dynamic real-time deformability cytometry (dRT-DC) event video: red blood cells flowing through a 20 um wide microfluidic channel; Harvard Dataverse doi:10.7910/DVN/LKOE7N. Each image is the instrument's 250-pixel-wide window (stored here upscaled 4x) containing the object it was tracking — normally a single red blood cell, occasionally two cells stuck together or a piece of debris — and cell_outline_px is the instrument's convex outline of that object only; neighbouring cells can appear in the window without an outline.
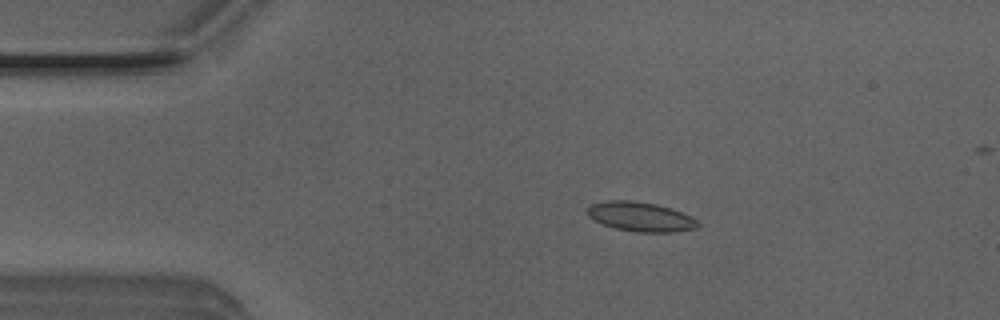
{"species": "Egyptian fruit bat (a non-hibernating species)", "species_latin": "Rousettus aegyptiacus", "temperature_condition": "room temperature", "stored_images_in_passage": 52, "camera_frame_rate_fps": 3000, "um_per_image_px": 0.085, "animal": {"sex": "male"}, "frame": {"image": 1, "passage_image": 9, "time_ms": 2.667, "image_size_px": [1000, 320], "cell_outline_px": [[700, 224], [696, 228], [672, 232], [636, 232], [616, 228], [604, 224], [588, 216], [588, 208], [592, 204], [604, 200], [632, 200], [656, 204], [672, 208], [692, 216]], "centroid_in_image_um": [54.47, 18.41], "position_along_channel_um": 30.5, "area_um2": 18.9}}
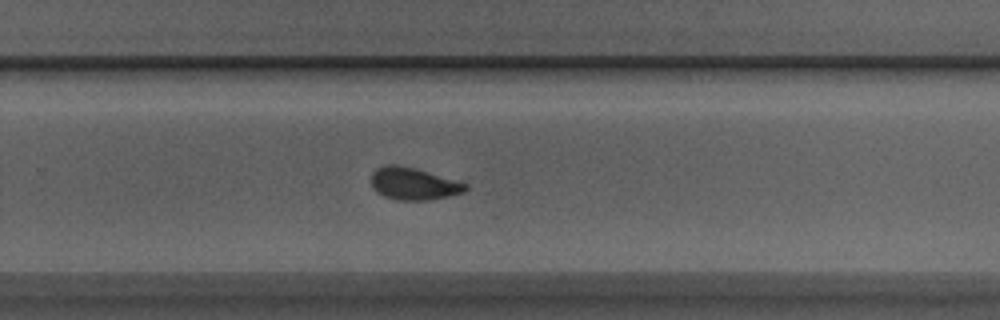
{"frame": {"image": 2, "passage_image": 33, "time_ms": 10.667, "image_size_px": [1000, 320], "cell_outline_px": [[468, 188], [464, 192], [448, 196], [428, 200], [400, 200], [384, 196], [376, 192], [372, 188], [372, 172], [376, 168], [384, 164], [400, 164], [416, 168], [468, 184]], "centroid_in_image_um": [35.12, 15.6], "position_along_channel_um": 294.7, "area_um2": 17.8}}
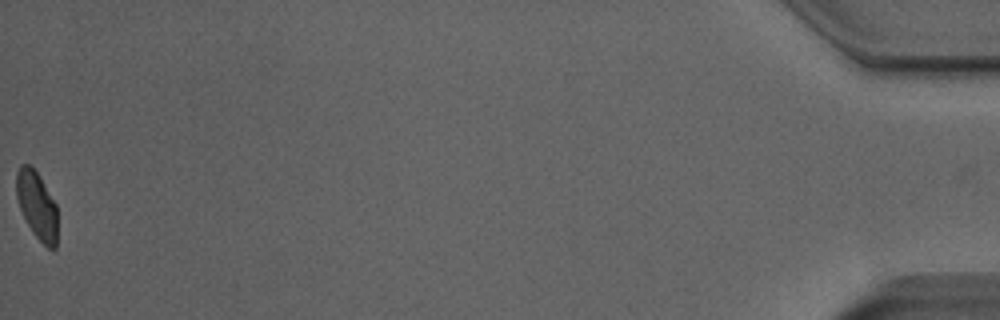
{"frame": {"image": 3, "passage_image": 52, "time_ms": 17.0, "image_size_px": [1000, 320], "cell_outline_px": [[56, 248], [48, 248], [32, 232], [20, 208], [16, 196], [16, 172], [20, 164], [28, 164], [40, 176], [56, 204]], "centroid_in_image_um": [3.12, 17.42], "position_along_channel_um": 432.1, "area_um2": 15.95}, "authors_computed_cell_mechanics": {"area_um2": 18.1203, "velocity_mm_per_s": 3.879, "shape_relaxation_time_tau1_ms": 10.7265, "shape_relaxation_time_tau2_ms": 1.8946, "deformation_change_tau1": 0.202, "deformation_change_tau2": 0.0556}}